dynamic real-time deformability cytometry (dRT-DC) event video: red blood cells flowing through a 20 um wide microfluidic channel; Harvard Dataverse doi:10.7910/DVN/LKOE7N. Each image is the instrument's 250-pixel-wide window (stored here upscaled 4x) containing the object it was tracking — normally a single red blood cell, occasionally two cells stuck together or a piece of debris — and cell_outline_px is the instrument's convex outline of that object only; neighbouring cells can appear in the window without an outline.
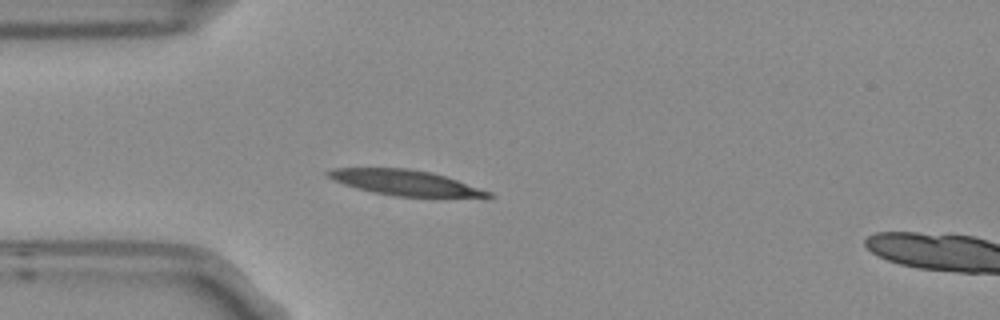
{"species": "Egyptian fruit bat (a non-hibernating species)", "species_latin": "Rousettus aegyptiacus", "temperature_condition": "room temperature", "stored_images_in_passage": 4, "camera_frame_rate_fps": 3000, "um_per_image_px": 0.085, "frame": {"image": 1, "passage_image": 3, "time_ms": 0.667, "image_size_px": [1000, 320], "cell_outline_px": [[496, 196], [392, 196], [372, 192], [356, 188], [344, 184], [328, 176], [324, 172], [332, 168], [408, 168], [432, 172], [492, 192]], "centroid_in_image_um": [34.37, 15.51], "position_along_channel_um": 50.6, "area_um2": 23.18}}